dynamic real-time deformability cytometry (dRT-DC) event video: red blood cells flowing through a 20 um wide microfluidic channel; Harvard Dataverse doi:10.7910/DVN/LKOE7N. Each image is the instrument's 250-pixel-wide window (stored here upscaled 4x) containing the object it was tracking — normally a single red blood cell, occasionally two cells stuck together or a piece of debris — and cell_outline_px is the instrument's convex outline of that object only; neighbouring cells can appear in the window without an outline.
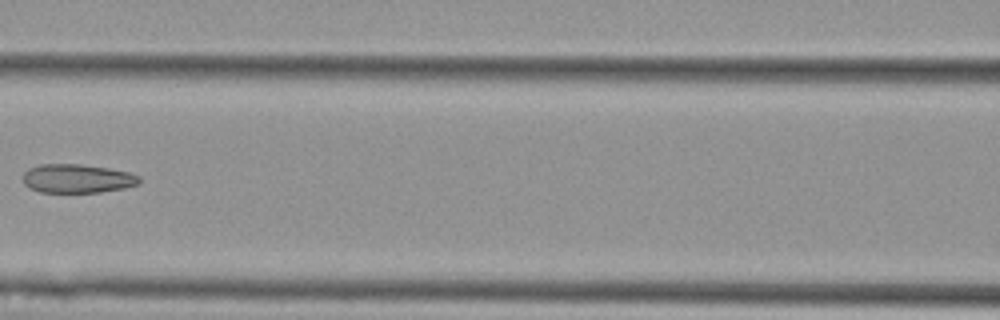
{"species": "Egyptian fruit bat (a non-hibernating species)", "species_latin": "Rousettus aegyptiacus", "temperature_condition": "cold", "stored_images_in_passage": 8, "camera_frame_rate_fps": 3000, "um_per_image_px": 0.085, "animal": {"sex": "female"}, "frame": {"image": 1, "passage_image": 7, "time_ms": 8.0, "image_size_px": [1000, 320], "cell_outline_px": [[140, 184], [124, 188], [100, 192], [40, 192], [28, 188], [24, 184], [24, 172], [28, 168], [40, 164], [80, 164], [108, 168], [128, 172], [140, 176]], "centroid_in_image_um": [6.56, 15.17], "position_along_channel_um": 160.0, "area_um2": 19.59}}
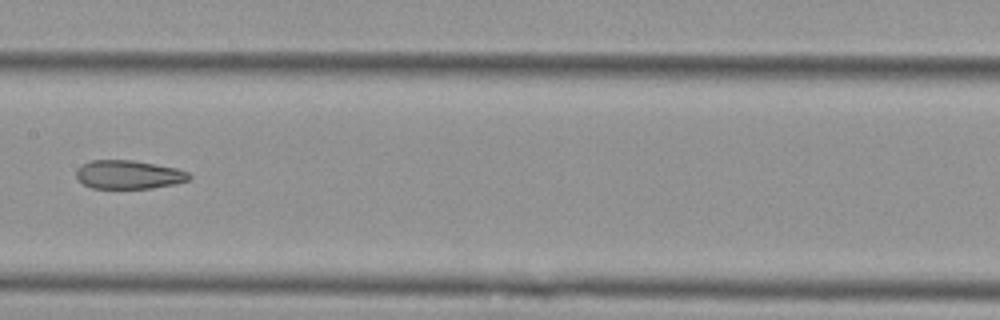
{"frame": {"image": 2, "passage_image": 8, "time_ms": 9.0, "image_size_px": [1000, 320], "cell_outline_px": [[192, 176], [188, 180], [172, 184], [152, 188], [92, 188], [84, 184], [76, 176], [76, 168], [92, 160], [132, 160], [156, 164], [176, 168], [188, 172]], "centroid_in_image_um": [10.93, 14.84], "position_along_channel_um": 196.5, "area_um2": 18.67}}